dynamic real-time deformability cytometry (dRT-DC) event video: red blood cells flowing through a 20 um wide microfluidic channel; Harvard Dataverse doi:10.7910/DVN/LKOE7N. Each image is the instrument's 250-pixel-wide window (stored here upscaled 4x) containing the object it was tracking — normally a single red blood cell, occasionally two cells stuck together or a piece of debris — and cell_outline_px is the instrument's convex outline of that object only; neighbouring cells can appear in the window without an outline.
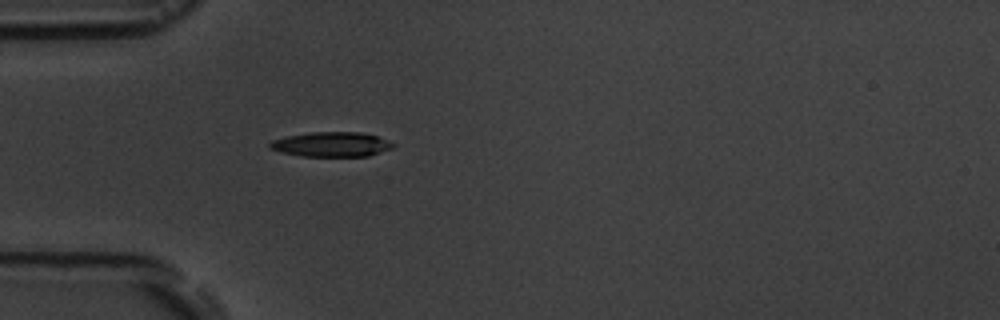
{"species": "common noctule bat (a hibernating species)", "species_latin": "Nyctalus noctula", "temperature_condition": "room temperature", "stored_images_in_passage": 4, "camera_frame_rate_fps": 3000, "um_per_image_px": 0.085, "animal": {"sex": "male", "body_mass_g": 19.5, "forearm_length_mm": 54.6}, "frame": {"image": 1, "passage_image": 4, "time_ms": 4.0, "image_size_px": [1000, 320], "cell_outline_px": [[396, 144], [392, 148], [368, 156], [300, 156], [280, 152], [268, 148], [268, 144], [272, 140], [288, 136], [312, 132], [360, 132], [376, 136], [388, 140]], "centroid_in_image_um": [28.16, 12.27], "position_along_channel_um": 56.8, "area_um2": 17.74}}